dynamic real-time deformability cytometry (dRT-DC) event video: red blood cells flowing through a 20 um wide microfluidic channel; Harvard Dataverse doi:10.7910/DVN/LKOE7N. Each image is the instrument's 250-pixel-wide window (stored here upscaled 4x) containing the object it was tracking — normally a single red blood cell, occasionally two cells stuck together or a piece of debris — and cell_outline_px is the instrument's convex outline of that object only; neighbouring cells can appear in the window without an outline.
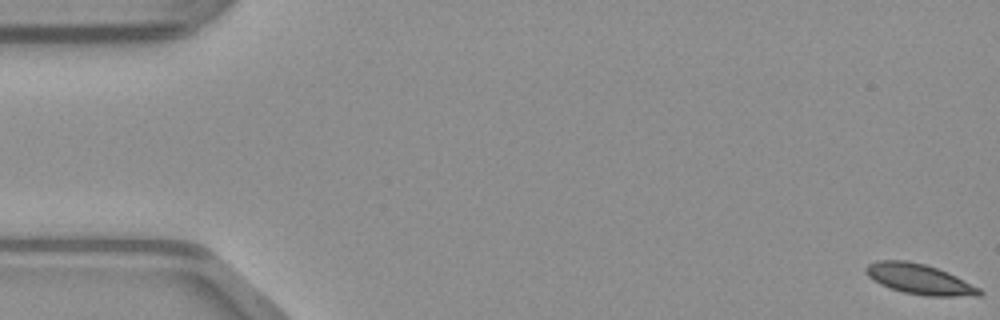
{"species": "common noctule bat (a hibernating species)", "species_latin": "Nyctalus noctula", "temperature_condition": "warm", "stored_images_in_passage": 51, "camera_frame_rate_fps": 3000, "um_per_image_px": 0.085, "animal": {"sex": "male", "body_mass_g": 23.1, "forearm_length_mm": 52.7}, "frame": {"image": 1, "passage_image": 1, "time_ms": 0.0, "image_size_px": [1000, 320], "cell_outline_px": [[984, 292], [980, 296], [924, 296], [904, 292], [880, 284], [868, 276], [864, 272], [864, 268], [868, 264], [876, 260], [904, 260], [924, 264], [948, 272], [980, 288]], "centroid_in_image_um": [78.15, 23.73], "position_along_channel_um": 6.9, "area_um2": 20.0}}
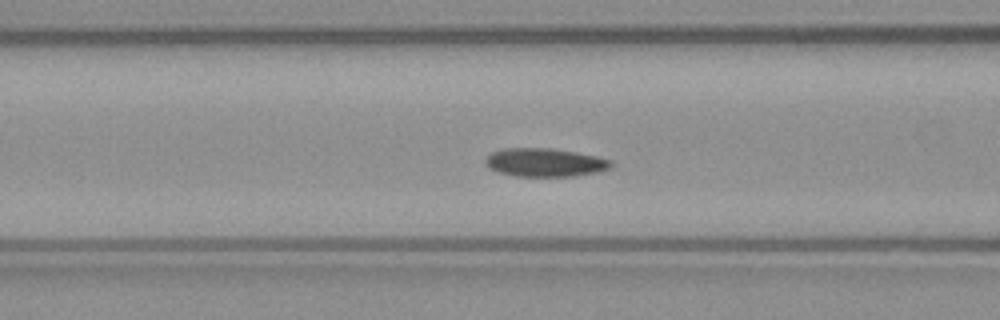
{"frame": {"image": 2, "passage_image": 20, "time_ms": 6.333, "image_size_px": [1000, 320], "cell_outline_px": [[612, 164], [608, 168], [600, 172], [576, 176], [516, 176], [500, 172], [488, 168], [484, 164], [484, 160], [492, 152], [504, 148], [552, 148], [576, 152], [596, 156], [612, 160]], "centroid_in_image_um": [46.31, 13.81], "position_along_channel_um": 120.3, "area_um2": 20.87}}
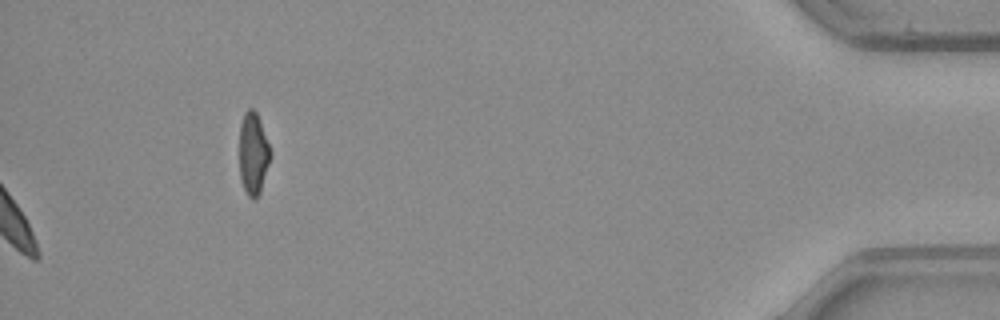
{"frame": {"image": 3, "passage_image": 51, "time_ms": 16.667, "image_size_px": [1000, 320], "cell_outline_px": [[268, 164], [260, 192], [252, 200], [248, 196], [244, 188], [240, 176], [240, 124], [244, 112], [248, 108], [252, 108], [256, 112], [268, 144]], "centroid_in_image_um": [21.48, 13.04], "position_along_channel_um": 413.7, "area_um2": 14.16}}